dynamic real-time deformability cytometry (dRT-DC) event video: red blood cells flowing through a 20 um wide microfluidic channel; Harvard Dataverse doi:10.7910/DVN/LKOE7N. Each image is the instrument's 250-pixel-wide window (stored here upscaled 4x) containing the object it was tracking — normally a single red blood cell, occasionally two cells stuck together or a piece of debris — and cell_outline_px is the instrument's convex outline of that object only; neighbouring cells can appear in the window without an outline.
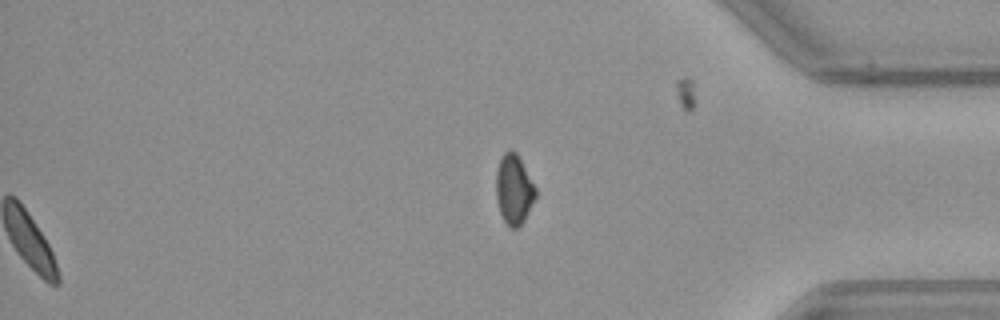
{"species": "common noctule bat (a hibernating species)", "species_latin": "Nyctalus noctula", "temperature_condition": "warm", "stored_images_in_passage": 50, "segment_of_instrument_passage": [2, 2], "camera_frame_rate_fps": 3000, "um_per_image_px": 0.085, "animal": {"sex": "female", "body_mass_g": 21.9}, "frame": {"image": 1, "passage_image": 50, "time_ms": 16.333, "image_size_px": [1000, 320], "cell_outline_px": [[536, 196], [524, 220], [516, 228], [508, 228], [500, 212], [496, 200], [496, 172], [500, 160], [504, 152], [508, 148], [516, 152], [536, 188]], "centroid_in_image_um": [43.66, 16.1], "position_along_channel_um": 391.5, "area_um2": 15.95}}